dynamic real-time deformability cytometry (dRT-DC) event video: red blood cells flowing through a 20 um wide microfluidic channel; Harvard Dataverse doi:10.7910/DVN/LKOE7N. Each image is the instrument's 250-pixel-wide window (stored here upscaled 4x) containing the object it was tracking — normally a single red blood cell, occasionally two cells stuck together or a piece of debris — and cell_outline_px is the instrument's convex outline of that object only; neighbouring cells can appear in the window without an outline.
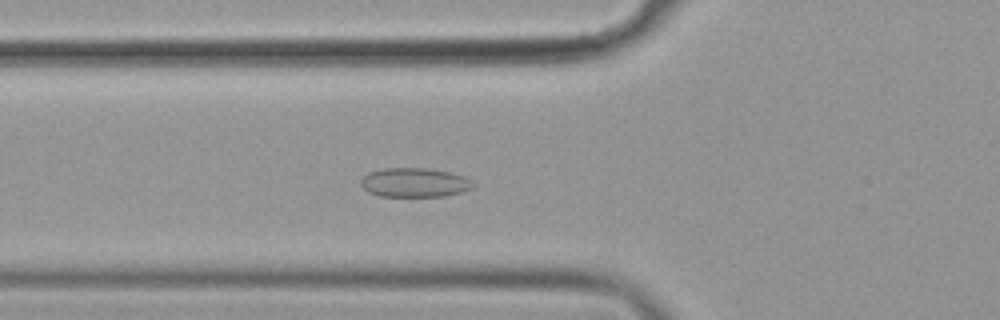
{"species": "common noctule bat (a hibernating species)", "species_latin": "Nyctalus noctula", "temperature_condition": "cold", "stored_images_in_passage": 39, "camera_frame_rate_fps": 3000, "um_per_image_px": 0.085, "animal": {"sex": "female", "body_mass_g": 19.9}, "frame": {"image": 1, "passage_image": 3, "time_ms": 0.667, "image_size_px": [1000, 320], "cell_outline_px": [[476, 184], [472, 188], [460, 192], [444, 196], [380, 196], [368, 192], [360, 184], [360, 180], [368, 172], [384, 168], [424, 168], [448, 172], [464, 176]], "centroid_in_image_um": [35.21, 15.51], "position_along_channel_um": 90.6, "area_um2": 19.02}}
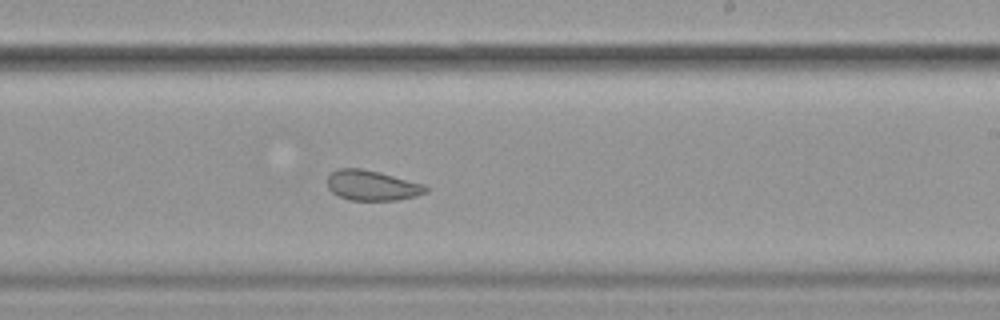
{"frame": {"image": 2, "passage_image": 17, "time_ms": 5.333, "image_size_px": [1000, 320], "cell_outline_px": [[428, 192], [416, 196], [396, 200], [348, 200], [336, 196], [328, 188], [328, 176], [332, 172], [340, 168], [360, 168], [380, 172], [424, 184], [428, 188]], "centroid_in_image_um": [31.62, 15.77], "position_along_channel_um": 257.4, "area_um2": 17.4}}
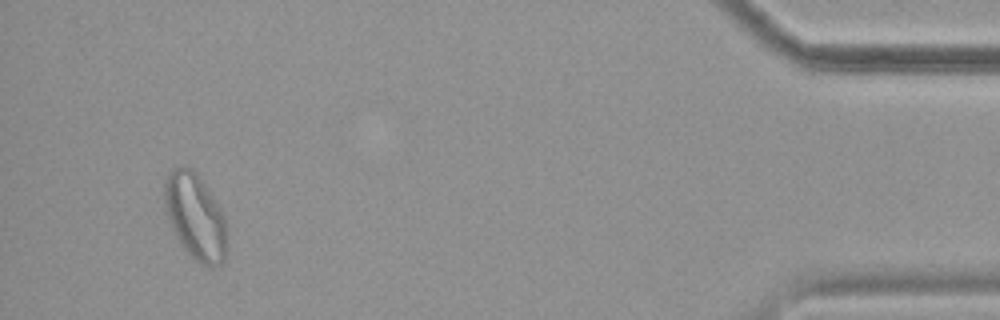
{"frame": {"image": 3, "passage_image": 36, "time_ms": 11.667, "image_size_px": [1000, 320], "cell_outline_px": [[228, 248], [224, 264], [212, 268], [200, 264], [184, 248], [176, 236], [172, 228], [168, 216], [164, 196], [164, 180], [172, 168], [192, 168], [196, 172], [224, 216], [228, 232]], "centroid_in_image_um": [16.65, 18.48], "position_along_channel_um": 418.6, "area_um2": 31.21}, "authors_computed_cell_mechanics": {"area_um2": 18.7272, "velocity_mm_per_s": 3.5755, "shape_relaxation_time_tau1_ms": null, "shape_relaxation_time_tau2_ms": 2.236, "deformation_change_tau1": null, "deformation_change_tau2": 0.0692}}